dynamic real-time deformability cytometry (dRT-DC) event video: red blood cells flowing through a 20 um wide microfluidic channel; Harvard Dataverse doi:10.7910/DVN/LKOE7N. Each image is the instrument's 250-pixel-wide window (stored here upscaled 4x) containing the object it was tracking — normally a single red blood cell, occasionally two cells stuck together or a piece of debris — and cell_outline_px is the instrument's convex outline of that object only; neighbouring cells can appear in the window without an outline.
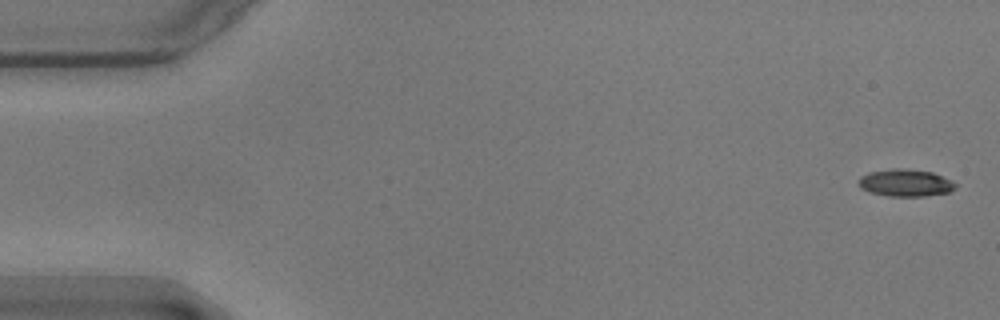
{"species": "common noctule bat (a hibernating species)", "species_latin": "Nyctalus noctula", "temperature_condition": "warm", "stored_images_in_passage": 56, "camera_frame_rate_fps": 3000, "um_per_image_px": 0.085, "animal": {"sex": "male", "body_mass_g": 17.9}, "frame": {"image": 1, "passage_image": 1, "time_ms": 0.0, "image_size_px": [1000, 320], "cell_outline_px": [[956, 188], [952, 192], [924, 196], [888, 196], [872, 192], [860, 188], [860, 176], [868, 172], [892, 168], [900, 168], [932, 172], [952, 180], [956, 184]], "centroid_in_image_um": [77.0, 15.54], "position_along_channel_um": 8.0, "area_um2": 15.37}}
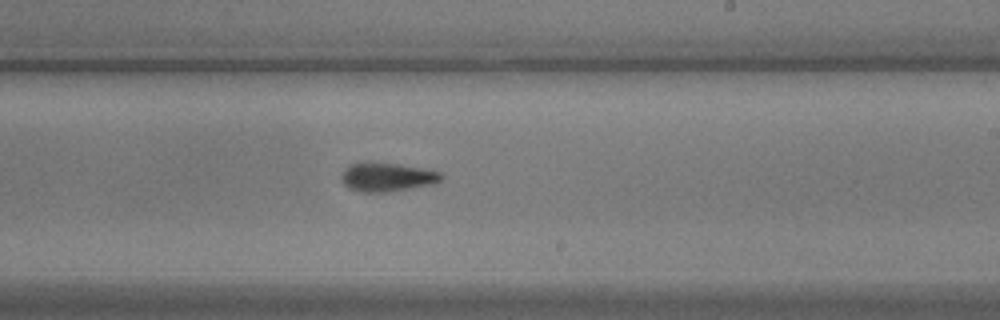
{"frame": {"image": 2, "passage_image": 33, "time_ms": 10.667, "image_size_px": [1000, 320], "cell_outline_px": [[444, 176], [440, 180], [432, 184], [384, 192], [364, 192], [348, 188], [344, 184], [340, 176], [344, 168], [348, 164], [368, 160], [400, 164], [440, 172]], "centroid_in_image_um": [32.82, 15.01], "position_along_channel_um": 256.2, "area_um2": 16.94}}
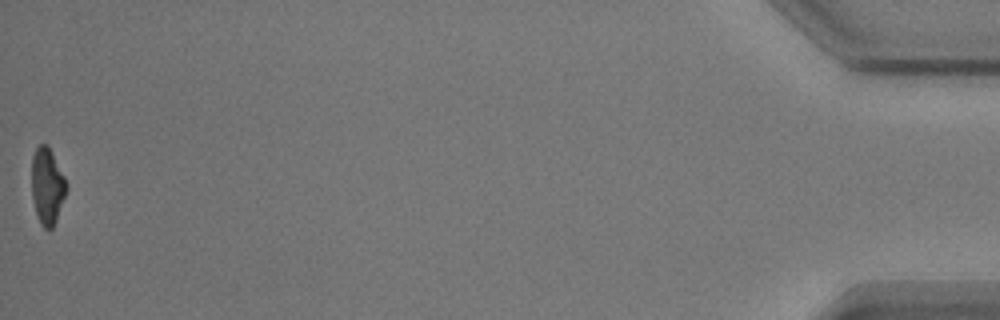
{"frame": {"image": 3, "passage_image": 56, "time_ms": 18.333, "image_size_px": [1000, 320], "cell_outline_px": [[68, 188], [56, 220], [52, 228], [44, 228], [40, 224], [36, 212], [32, 196], [32, 156], [36, 148], [40, 144], [48, 144], [68, 184]], "centroid_in_image_um": [4.02, 15.79], "position_along_channel_um": 431.2, "area_um2": 15.43}, "authors_computed_cell_mechanics": {"area_um2": 16.5019, "velocity_mm_per_s": 3.5807, "shape_relaxation_time_tau1_ms": 2.9049, "shape_relaxation_time_tau2_ms": 4.3917, "deformation_change_tau1": 0.1307, "deformation_change_tau2": 0.1227}}